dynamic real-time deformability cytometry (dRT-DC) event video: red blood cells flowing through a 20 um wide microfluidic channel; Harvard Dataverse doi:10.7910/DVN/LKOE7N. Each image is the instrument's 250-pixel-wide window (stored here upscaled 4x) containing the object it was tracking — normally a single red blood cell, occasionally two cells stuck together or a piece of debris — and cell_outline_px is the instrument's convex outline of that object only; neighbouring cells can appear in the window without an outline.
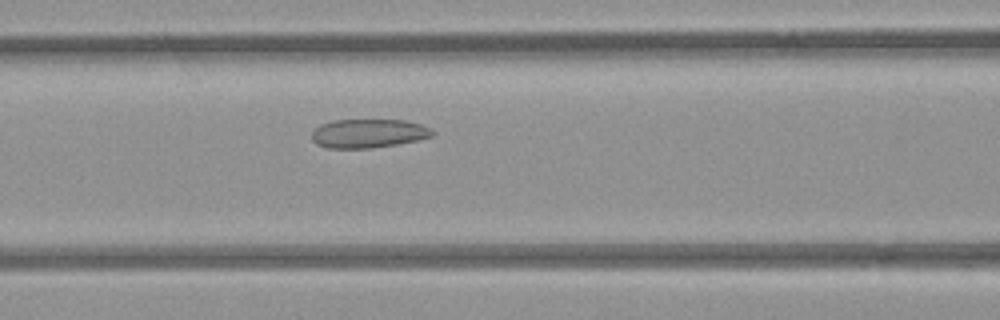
{"species": "common noctule bat (a hibernating species)", "species_latin": "Nyctalus noctula", "temperature_condition": "room temperature", "stored_images_in_passage": 22, "camera_frame_rate_fps": 3000, "um_per_image_px": 0.085, "animal": {"sex": "female", "body_mass_g": 21.9}, "frame": {"image": 1, "passage_image": 6, "time_ms": 1.667, "image_size_px": [1000, 320], "cell_outline_px": [[436, 132], [432, 136], [420, 140], [372, 148], [328, 148], [316, 144], [312, 140], [312, 132], [320, 124], [332, 120], [404, 120], [420, 124], [432, 128]], "centroid_in_image_um": [31.33, 11.34], "position_along_channel_um": 135.3, "area_um2": 20.4}}
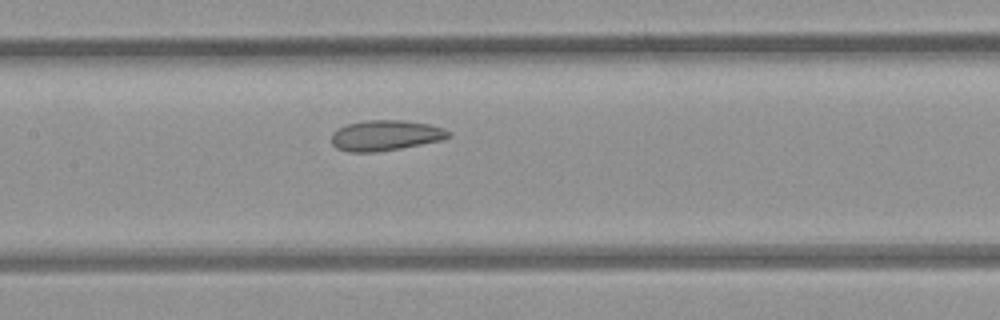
{"frame": {"image": 2, "passage_image": 9, "time_ms": 2.667, "image_size_px": [1000, 320], "cell_outline_px": [[452, 136], [440, 140], [400, 148], [376, 152], [348, 152], [336, 148], [332, 144], [332, 132], [348, 124], [364, 120], [404, 120], [428, 124], [444, 128]], "centroid_in_image_um": [32.74, 11.51], "position_along_channel_um": 174.7, "area_um2": 20.63}}